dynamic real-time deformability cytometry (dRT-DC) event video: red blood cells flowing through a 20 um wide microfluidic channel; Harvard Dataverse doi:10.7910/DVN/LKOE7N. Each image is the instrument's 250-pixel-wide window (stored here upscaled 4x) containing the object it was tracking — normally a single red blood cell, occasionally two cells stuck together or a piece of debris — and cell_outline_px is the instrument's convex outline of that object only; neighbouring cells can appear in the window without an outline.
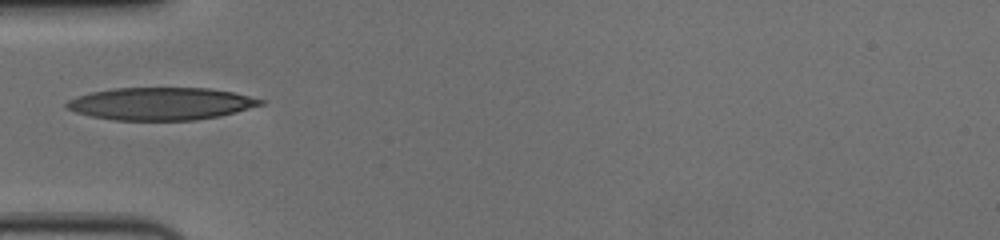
{"species": "human", "species_latin": "Homo sapiens", "temperature_condition": "cold", "stored_images_in_passage": 39, "camera_frame_rate_fps": 3000, "um_per_image_px": 0.085, "donor": {"sex": "female"}, "frame": {"image": 1, "passage_image": 1, "time_ms": 0.0, "image_size_px": [1000, 240], "cell_outline_px": [[264, 104], [236, 112], [220, 116], [196, 120], [112, 120], [92, 116], [76, 112], [64, 108], [64, 104], [68, 100], [76, 96], [92, 92], [112, 88], [208, 88], [232, 92], [264, 100]], "centroid_in_image_um": [13.64, 8.82], "position_along_channel_um": 71.4, "area_um2": 36.76}}
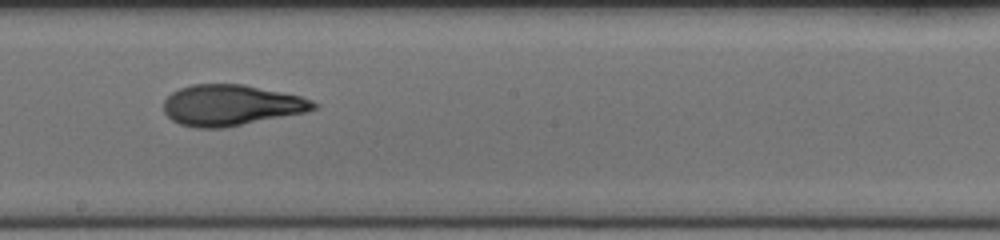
{"frame": {"image": 2, "passage_image": 14, "time_ms": 4.333, "image_size_px": [1000, 240], "cell_outline_px": [[320, 104], [316, 108], [308, 112], [224, 128], [196, 128], [180, 124], [172, 120], [164, 112], [164, 100], [172, 92], [180, 88], [192, 84], [244, 84], [300, 96], [312, 100]], "centroid_in_image_um": [19.66, 8.95], "position_along_channel_um": 228.5, "area_um2": 35.89}}
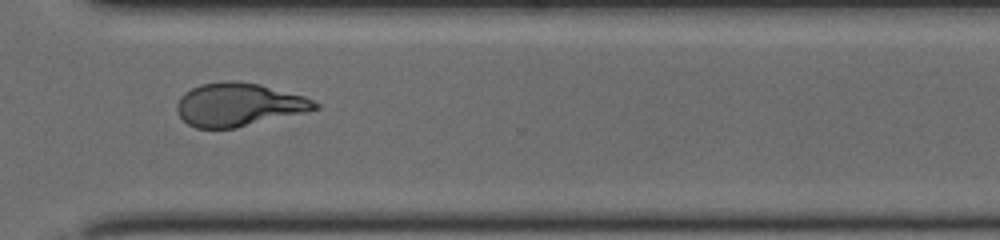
{"frame": {"image": 3, "passage_image": 24, "time_ms": 7.667, "image_size_px": [1000, 240], "cell_outline_px": [[320, 108], [236, 128], [196, 128], [188, 124], [176, 112], [176, 104], [180, 96], [184, 92], [200, 84], [224, 80], [236, 80], [260, 84], [304, 96], [320, 104]], "centroid_in_image_um": [20.25, 8.88], "position_along_channel_um": 350.4, "area_um2": 34.8}, "authors_computed_cell_mechanics": {"area_um2": 35.547, "velocity_mm_per_s": 3.6412, "shape_relaxation_time_tau1_ms": 4.4163, "shape_relaxation_time_tau2_ms": 1.971, "deformation_change_tau1": 0.1936, "deformation_change_tau2": 0.0925}}